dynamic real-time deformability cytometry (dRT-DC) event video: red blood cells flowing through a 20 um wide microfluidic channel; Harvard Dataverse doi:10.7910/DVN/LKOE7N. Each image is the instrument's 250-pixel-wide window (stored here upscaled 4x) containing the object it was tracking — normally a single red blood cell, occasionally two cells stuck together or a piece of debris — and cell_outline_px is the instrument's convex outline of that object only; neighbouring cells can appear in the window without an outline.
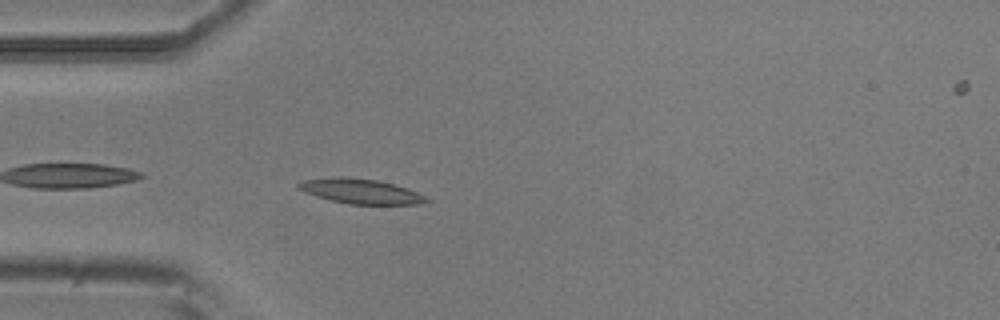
{"species": "common noctule bat (a hibernating species)", "species_latin": "Nyctalus noctula", "temperature_condition": "room temperature", "stored_images_in_passage": 36, "camera_frame_rate_fps": 3000, "um_per_image_px": 0.085, "animal": {"sex": "male", "body_mass_g": 20.5, "forearm_length_mm": 52.5}, "frame": {"image": 1, "passage_image": 2, "time_ms": 0.333, "image_size_px": [1000, 320], "cell_outline_px": [[432, 200], [420, 204], [348, 204], [316, 196], [296, 188], [296, 184], [304, 180], [376, 180], [392, 184], [416, 192]], "centroid_in_image_um": [30.73, 16.32], "position_along_channel_um": 54.3, "area_um2": 17.17}}
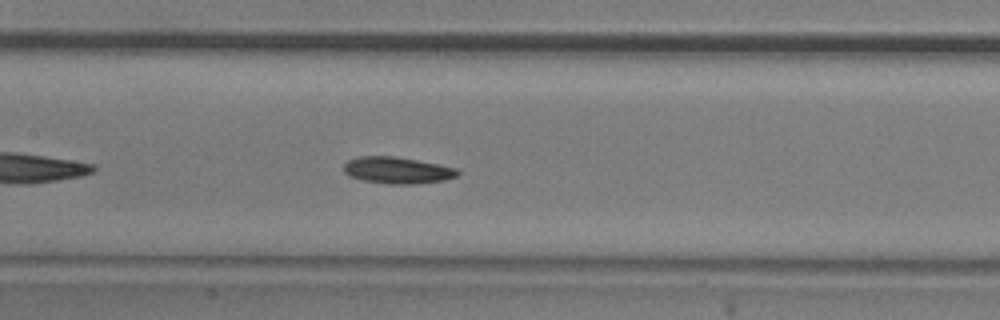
{"frame": {"image": 2, "passage_image": 12, "time_ms": 3.667, "image_size_px": [1000, 320], "cell_outline_px": [[460, 172], [456, 176], [444, 180], [412, 184], [388, 184], [364, 180], [348, 176], [344, 172], [344, 164], [348, 160], [356, 156], [396, 156], [456, 168]], "centroid_in_image_um": [33.72, 14.47], "position_along_channel_um": 173.7, "area_um2": 17.57}}
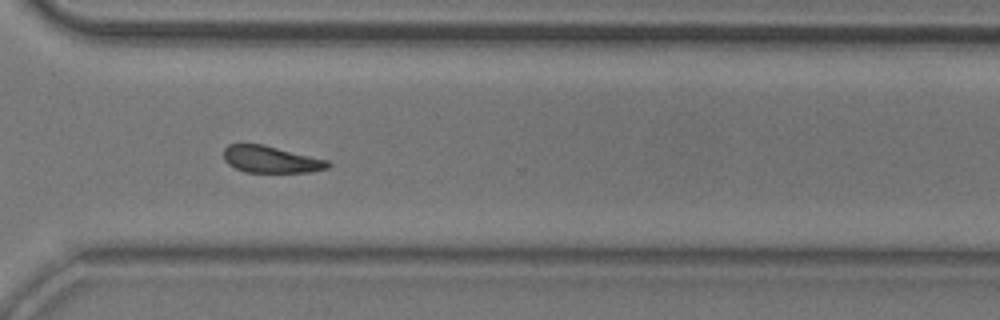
{"frame": {"image": 3, "passage_image": 26, "time_ms": 8.333, "image_size_px": [1000, 320], "cell_outline_px": [[332, 164], [328, 168], [308, 172], [244, 172], [228, 164], [224, 160], [224, 148], [228, 144], [264, 144], [328, 160]], "centroid_in_image_um": [23.03, 13.54], "position_along_channel_um": 347.6, "area_um2": 16.36}, "authors_computed_cell_mechanics": {"area_um2": 17.3689, "velocity_mm_per_s": 3.7449, "shape_relaxation_time_tau1_ms": 7.5422, "shape_relaxation_time_tau2_ms": null, "deformation_change_tau1": 0.1489, "deformation_change_tau2": null}}